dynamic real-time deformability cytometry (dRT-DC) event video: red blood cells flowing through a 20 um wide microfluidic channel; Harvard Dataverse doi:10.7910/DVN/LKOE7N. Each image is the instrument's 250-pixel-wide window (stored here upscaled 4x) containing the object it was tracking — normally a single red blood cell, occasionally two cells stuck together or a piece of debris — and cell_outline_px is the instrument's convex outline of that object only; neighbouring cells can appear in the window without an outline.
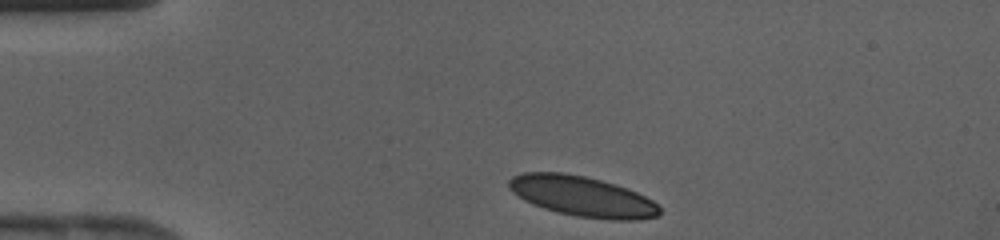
{"species": "human", "species_latin": "Homo sapiens", "temperature_condition": "cold", "stored_images_in_passage": 34, "camera_frame_rate_fps": 3000, "um_per_image_px": 0.085, "donor": {"sex": "female"}, "frame": {"image": 1, "passage_image": 1, "time_ms": 0.0, "image_size_px": [1000, 240], "cell_outline_px": [[660, 212], [656, 216], [640, 220], [608, 220], [576, 216], [556, 212], [532, 204], [524, 200], [512, 192], [508, 188], [508, 180], [512, 176], [524, 172], [560, 172], [584, 176], [600, 180], [636, 192], [652, 200], [660, 208]], "centroid_in_image_um": [49.45, 16.7], "position_along_channel_um": 35.6, "area_um2": 35.26}}
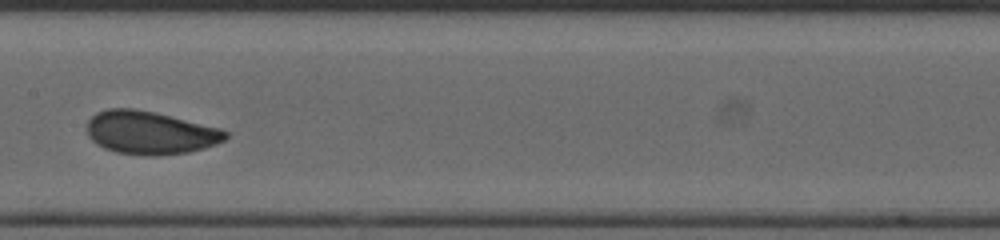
{"frame": {"image": 2, "passage_image": 14, "time_ms": 4.333, "image_size_px": [1000, 240], "cell_outline_px": [[228, 136], [224, 140], [216, 144], [204, 148], [188, 152], [156, 156], [148, 156], [116, 152], [104, 148], [96, 144], [88, 136], [88, 120], [96, 112], [108, 108], [132, 108], [152, 112], [220, 128], [228, 132]], "centroid_in_image_um": [12.74, 11.29], "position_along_channel_um": 194.7, "area_um2": 34.62}}
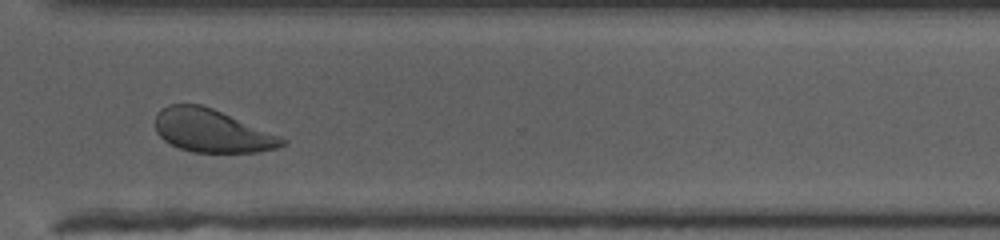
{"frame": {"image": 3, "passage_image": 24, "time_ms": 7.667, "image_size_px": [1000, 240], "cell_outline_px": [[288, 144], [280, 148], [256, 152], [192, 152], [180, 148], [164, 140], [156, 132], [156, 112], [160, 108], [168, 104], [200, 104], [212, 108], [280, 136], [288, 140]], "centroid_in_image_um": [18.02, 11.12], "position_along_channel_um": 352.6, "area_um2": 31.79}}